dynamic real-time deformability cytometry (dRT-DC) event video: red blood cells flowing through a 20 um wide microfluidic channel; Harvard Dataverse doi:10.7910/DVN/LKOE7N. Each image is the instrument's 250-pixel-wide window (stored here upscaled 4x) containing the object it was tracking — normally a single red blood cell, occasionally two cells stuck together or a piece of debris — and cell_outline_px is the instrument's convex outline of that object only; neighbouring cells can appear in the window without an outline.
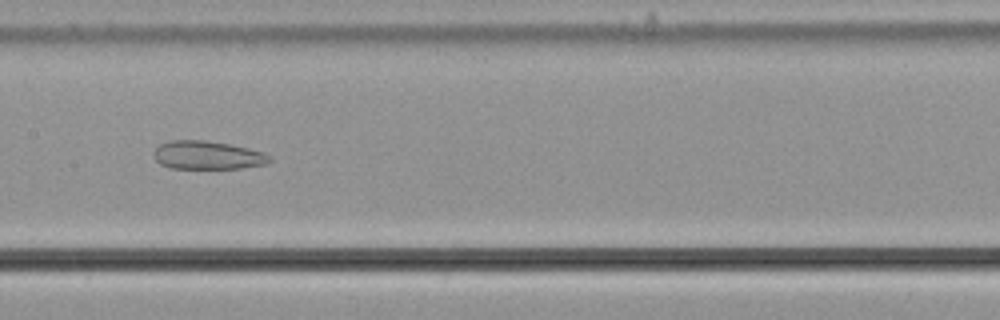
{"species": "common noctule bat (a hibernating species)", "species_latin": "Nyctalus noctula", "temperature_condition": "cold", "stored_images_in_passage": 54, "camera_frame_rate_fps": 3000, "um_per_image_px": 0.085, "animal": {"sex": "male", "body_mass_g": 21.5, "forearm_length_mm": 52.0}, "frame": {"image": 1, "passage_image": 27, "time_ms": 8.667, "image_size_px": [1000, 320], "cell_outline_px": [[272, 160], [264, 164], [240, 168], [168, 168], [160, 164], [152, 156], [152, 152], [160, 144], [168, 140], [204, 140], [228, 144], [248, 148], [264, 152]], "centroid_in_image_um": [17.57, 13.19], "position_along_channel_um": 189.8, "area_um2": 19.13}}
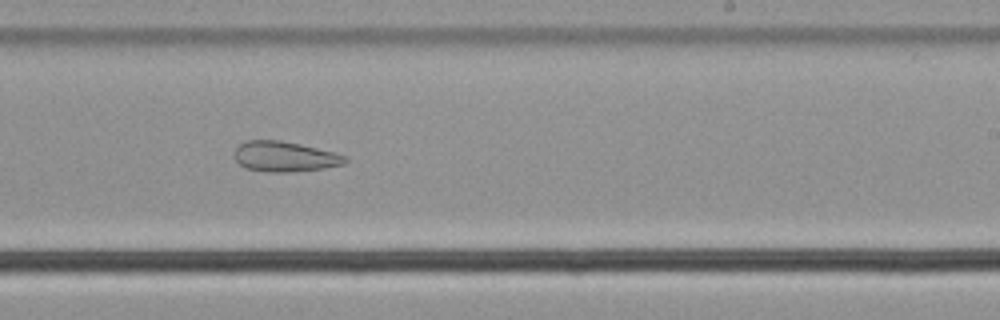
{"frame": {"image": 2, "passage_image": 33, "time_ms": 10.667, "image_size_px": [1000, 320], "cell_outline_px": [[348, 160], [344, 164], [324, 168], [288, 172], [268, 172], [248, 168], [240, 164], [236, 160], [236, 148], [240, 144], [248, 140], [280, 140], [300, 144], [336, 152], [348, 156]], "centroid_in_image_um": [24.26, 13.3], "position_along_channel_um": 264.7, "area_um2": 19.42}}
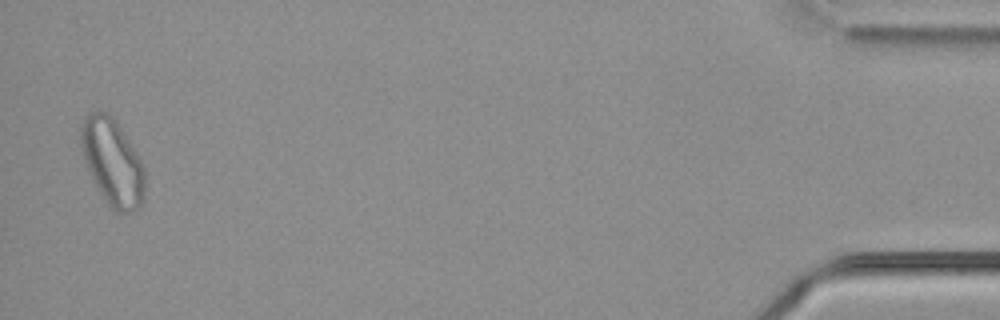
{"frame": {"image": 3, "passage_image": 53, "time_ms": 17.333, "image_size_px": [1000, 320], "cell_outline_px": [[144, 200], [140, 208], [132, 212], [116, 212], [108, 204], [100, 192], [84, 160], [80, 144], [80, 128], [84, 116], [88, 112], [104, 112], [120, 128], [136, 152], [144, 168]], "centroid_in_image_um": [9.55, 13.82], "position_along_channel_um": 425.6, "area_um2": 31.67}, "authors_computed_cell_mechanics": {"area_um2": 27.4839, "velocity_mm_per_s": 3.7596, "shape_relaxation_time_tau1_ms": null, "shape_relaxation_time_tau2_ms": 3.1655, "deformation_change_tau1": null, "deformation_change_tau2": 0.1157}}